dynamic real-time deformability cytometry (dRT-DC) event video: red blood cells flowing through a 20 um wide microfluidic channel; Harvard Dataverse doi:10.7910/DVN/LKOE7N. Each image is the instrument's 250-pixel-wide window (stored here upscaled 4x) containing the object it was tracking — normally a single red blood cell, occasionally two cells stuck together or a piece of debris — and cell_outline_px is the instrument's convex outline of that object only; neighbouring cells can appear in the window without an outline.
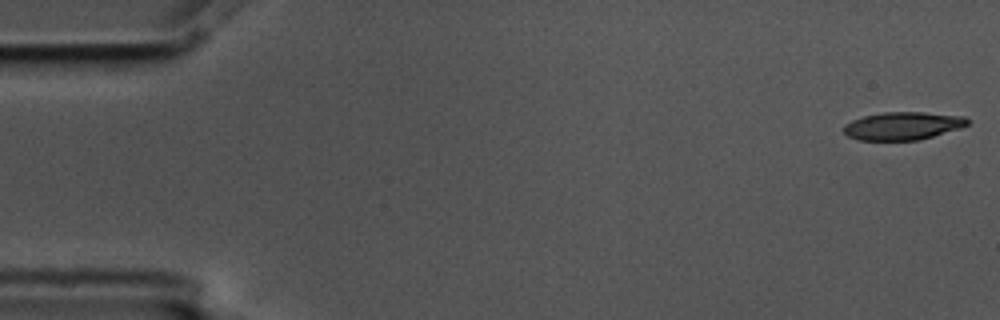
{"species": "common noctule bat (a hibernating species)", "species_latin": "Nyctalus noctula", "temperature_condition": "cold", "stored_images_in_passage": 6, "segment_of_instrument_passage": [1, 2], "camera_frame_rate_fps": 3000, "um_per_image_px": 0.085, "animal": {"sex": "male", "body_mass_g": 17.5, "forearm_length_mm": 52.3}, "frame": {"image": 1, "passage_image": 1, "time_ms": 0.0, "image_size_px": [1000, 320], "cell_outline_px": [[968, 124], [960, 128], [920, 140], [860, 140], [848, 136], [844, 132], [844, 124], [852, 120], [864, 116], [880, 112], [924, 112], [964, 116], [968, 120]], "centroid_in_image_um": [76.73, 10.69], "position_along_channel_um": 8.3, "area_um2": 20.11}}